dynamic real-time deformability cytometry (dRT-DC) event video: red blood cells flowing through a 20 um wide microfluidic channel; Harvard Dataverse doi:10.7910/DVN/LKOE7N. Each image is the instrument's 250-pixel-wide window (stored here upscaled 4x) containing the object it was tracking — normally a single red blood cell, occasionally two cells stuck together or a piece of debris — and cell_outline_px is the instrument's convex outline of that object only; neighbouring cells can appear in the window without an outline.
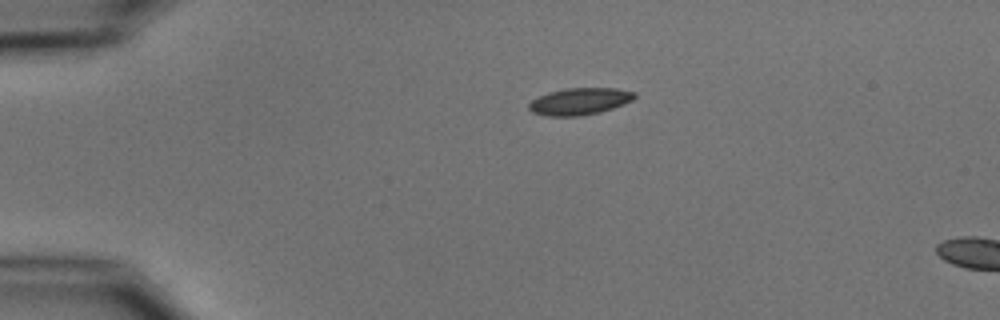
{"species": "common noctule bat (a hibernating species)", "species_latin": "Nyctalus noctula", "temperature_condition": "cold", "stored_images_in_passage": 2, "camera_frame_rate_fps": 3000, "um_per_image_px": 0.085, "animal": {"sex": "male", "body_mass_g": 15.6}, "frame": {"image": 1, "passage_image": 1, "time_ms": 0.0, "image_size_px": [1000, 320], "cell_outline_px": [[636, 96], [632, 100], [624, 104], [600, 112], [580, 116], [548, 116], [532, 112], [528, 108], [528, 104], [532, 100], [548, 92], [564, 88], [616, 88], [636, 92]], "centroid_in_image_um": [49.27, 8.61], "position_along_channel_um": 35.7, "area_um2": 16.59}}